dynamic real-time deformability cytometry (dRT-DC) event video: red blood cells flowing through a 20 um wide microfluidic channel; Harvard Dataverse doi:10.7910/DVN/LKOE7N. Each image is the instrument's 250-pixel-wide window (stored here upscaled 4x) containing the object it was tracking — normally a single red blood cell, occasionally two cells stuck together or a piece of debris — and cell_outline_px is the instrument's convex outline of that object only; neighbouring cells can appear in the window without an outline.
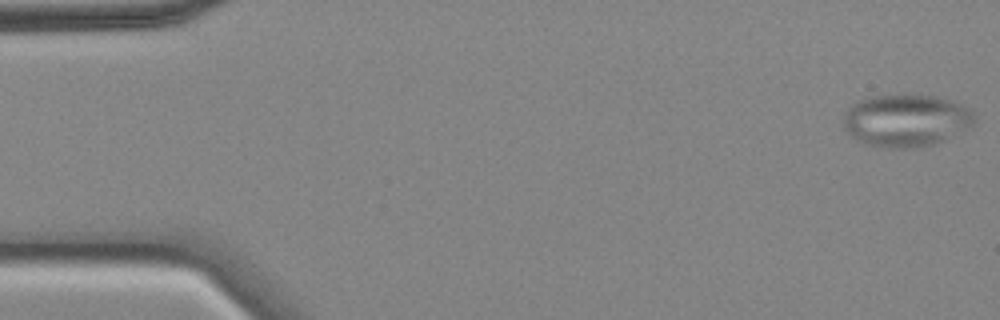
{"species": "common noctule bat (a hibernating species)", "species_latin": "Nyctalus noctula", "temperature_condition": "cold", "stored_images_in_passage": 56, "camera_frame_rate_fps": 3000, "um_per_image_px": 0.085, "animal": {"sex": "female", "body_mass_g": 18.4}, "frame": {"image": 1, "passage_image": 1, "time_ms": 0.0, "image_size_px": [1000, 320], "cell_outline_px": [[976, 124], [972, 128], [964, 132], [944, 140], [932, 144], [916, 148], [880, 148], [864, 144], [856, 140], [844, 128], [844, 116], [848, 108], [852, 104], [868, 96], [900, 92], [912, 92], [936, 96], [952, 100], [972, 108], [976, 120]], "centroid_in_image_um": [77.07, 10.2], "position_along_channel_um": 7.9, "area_um2": 41.67}}